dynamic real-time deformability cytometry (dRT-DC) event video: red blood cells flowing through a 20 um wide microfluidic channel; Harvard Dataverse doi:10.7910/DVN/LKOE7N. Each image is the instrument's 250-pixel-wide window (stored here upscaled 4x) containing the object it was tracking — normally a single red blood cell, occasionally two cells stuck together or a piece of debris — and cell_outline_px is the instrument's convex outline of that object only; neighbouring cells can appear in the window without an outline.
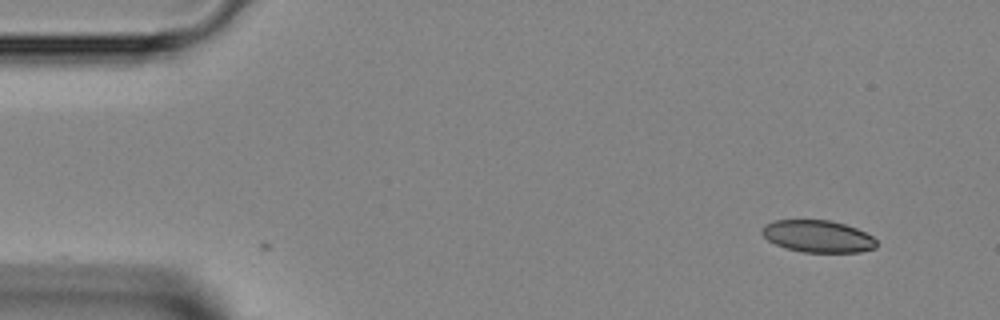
{"species": "Egyptian fruit bat (a non-hibernating species)", "species_latin": "Rousettus aegyptiacus", "temperature_condition": "room temperature", "stored_images_in_passage": 2, "camera_frame_rate_fps": 3000, "um_per_image_px": 0.085, "animal": {"sex": "female"}, "frame": {"image": 1, "passage_image": 1, "time_ms": 0.0, "image_size_px": [1000, 320], "cell_outline_px": [[876, 248], [860, 252], [804, 252], [788, 248], [776, 244], [768, 240], [760, 232], [760, 228], [764, 224], [772, 220], [832, 220], [856, 228], [872, 236], [876, 240]], "centroid_in_image_um": [69.49, 20.07], "position_along_channel_um": 15.5, "area_um2": 21.44}}